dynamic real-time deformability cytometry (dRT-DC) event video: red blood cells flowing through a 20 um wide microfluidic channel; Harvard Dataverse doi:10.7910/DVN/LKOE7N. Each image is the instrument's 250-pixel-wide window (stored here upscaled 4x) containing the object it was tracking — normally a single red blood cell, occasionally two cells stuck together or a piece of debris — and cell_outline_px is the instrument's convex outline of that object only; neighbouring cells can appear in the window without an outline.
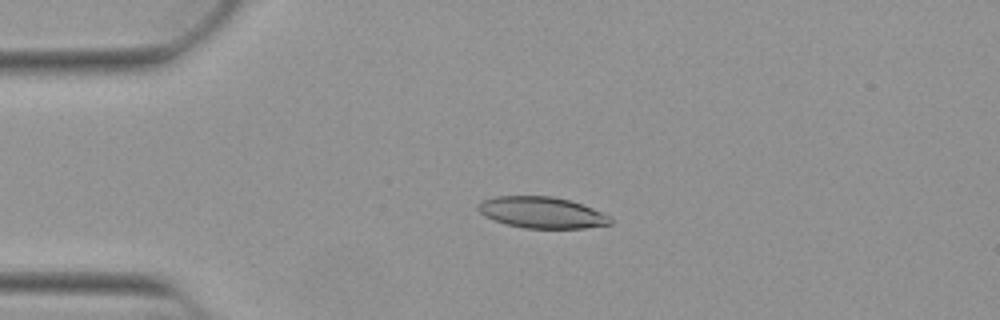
{"species": "Egyptian fruit bat (a non-hibernating species)", "species_latin": "Rousettus aegyptiacus", "temperature_condition": "warm", "stored_images_in_passage": 43, "camera_frame_rate_fps": 3000, "um_per_image_px": 0.085, "animal": {"sex": "female"}, "frame": {"image": 1, "passage_image": 3, "time_ms": 0.667, "image_size_px": [1000, 320], "cell_outline_px": [[612, 224], [584, 228], [524, 228], [508, 224], [484, 216], [476, 208], [484, 200], [496, 196], [552, 196], [568, 200], [592, 208], [608, 216], [612, 220]], "centroid_in_image_um": [46.05, 18.06], "position_along_channel_um": 38.9, "area_um2": 23.76}}
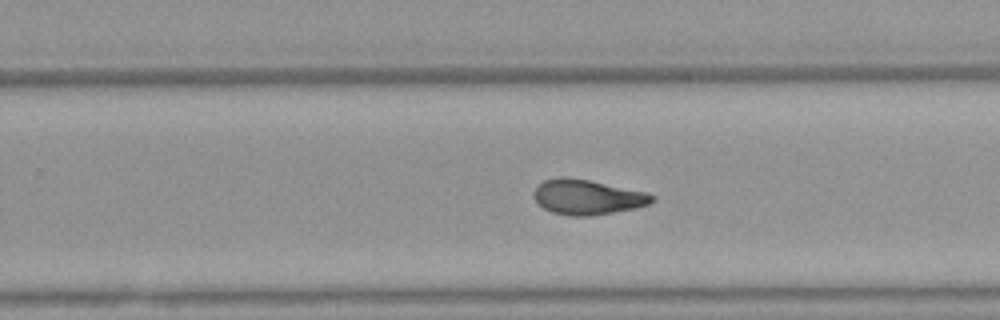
{"frame": {"image": 2, "passage_image": 24, "time_ms": 7.667, "image_size_px": [1000, 320], "cell_outline_px": [[656, 196], [648, 204], [636, 208], [592, 216], [568, 216], [552, 212], [544, 208], [532, 196], [532, 192], [544, 180], [560, 176], [564, 176], [588, 180], [648, 192]], "centroid_in_image_um": [49.92, 16.75], "position_along_channel_um": 279.9, "area_um2": 24.16}}
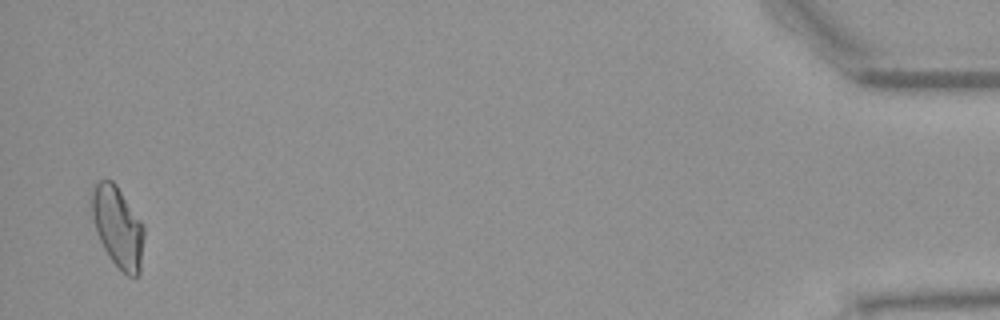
{"frame": {"image": 3, "passage_image": 42, "time_ms": 13.667, "image_size_px": [1000, 320], "cell_outline_px": [[144, 236], [140, 272], [136, 276], [128, 276], [112, 260], [104, 248], [100, 240], [92, 216], [92, 192], [96, 184], [100, 180], [112, 180], [116, 184], [144, 224]], "centroid_in_image_um": [10.04, 19.28], "position_along_channel_um": 425.2, "area_um2": 24.28}, "authors_computed_cell_mechanics": {"area_um2": 23.987, "velocity_mm_per_s": 3.894, "shape_relaxation_time_tau1_ms": 10.7187, "shape_relaxation_time_tau2_ms": 2.5339, "deformation_change_tau1": 0.2679, "deformation_change_tau2": 0.0949}}